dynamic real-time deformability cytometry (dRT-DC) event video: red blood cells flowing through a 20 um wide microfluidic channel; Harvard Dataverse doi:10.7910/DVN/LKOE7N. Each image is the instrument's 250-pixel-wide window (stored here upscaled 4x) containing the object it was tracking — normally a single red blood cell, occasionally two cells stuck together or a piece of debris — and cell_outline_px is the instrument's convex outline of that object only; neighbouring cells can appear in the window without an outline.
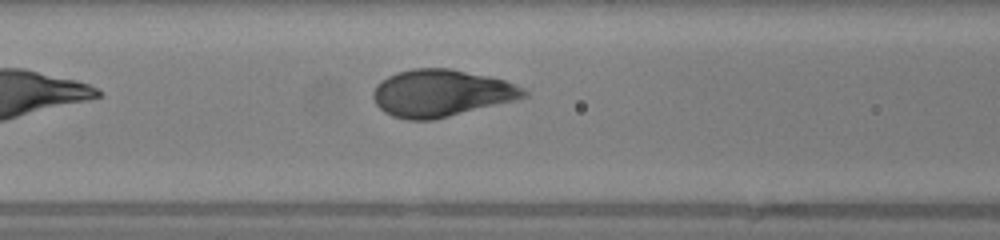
{"species": "human", "species_latin": "Homo sapiens", "temperature_condition": "warm", "stored_images_in_passage": 22, "camera_frame_rate_fps": 3000, "um_per_image_px": 0.085, "donor": {"sex": "female"}, "frame": {"image": 1, "passage_image": 7, "time_ms": 2.0, "image_size_px": [1000, 240], "cell_outline_px": [[528, 96], [432, 120], [408, 120], [392, 116], [384, 112], [376, 104], [372, 96], [372, 92], [376, 84], [388, 76], [400, 72], [416, 68], [448, 68], [488, 76], [504, 80], [524, 88], [528, 92]], "centroid_in_image_um": [37.46, 7.91], "position_along_channel_um": 129.1, "area_um2": 40.81}}
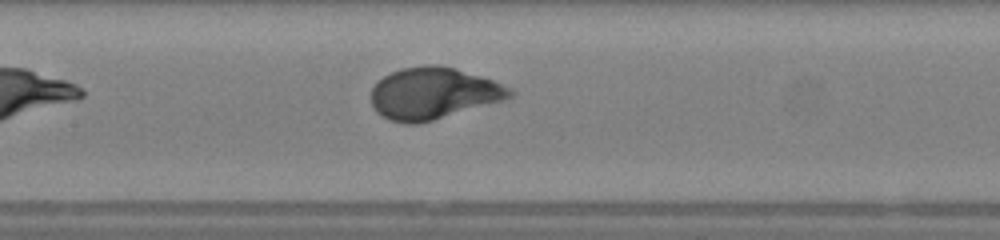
{"frame": {"image": 2, "passage_image": 10, "time_ms": 3.0, "image_size_px": [1000, 240], "cell_outline_px": [[512, 96], [504, 100], [432, 120], [416, 124], [404, 124], [388, 120], [376, 112], [372, 108], [372, 88], [384, 76], [400, 68], [428, 64], [432, 64], [456, 68], [492, 80], [508, 88], [512, 92]], "centroid_in_image_um": [36.78, 7.94], "position_along_channel_um": 170.6, "area_um2": 41.44}}